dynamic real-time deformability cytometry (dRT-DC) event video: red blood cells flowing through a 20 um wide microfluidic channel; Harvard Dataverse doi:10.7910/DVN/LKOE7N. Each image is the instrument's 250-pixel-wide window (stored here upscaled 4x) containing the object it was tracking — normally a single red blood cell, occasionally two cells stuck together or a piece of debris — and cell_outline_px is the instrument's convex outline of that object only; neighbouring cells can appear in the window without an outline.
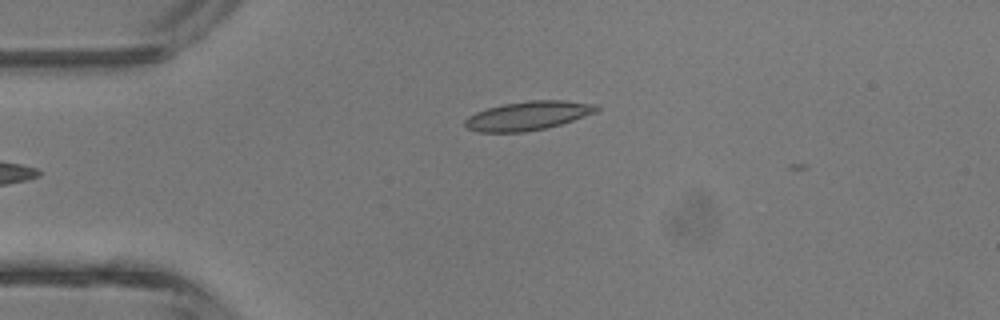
{"species": "common noctule bat (a hibernating species)", "species_latin": "Nyctalus noctula", "temperature_condition": "room temperature", "stored_images_in_passage": 5, "camera_frame_rate_fps": 3000, "um_per_image_px": 0.085, "animal": {"sex": "male", "body_mass_g": 13.3}, "frame": {"image": 1, "passage_image": 5, "time_ms": 4.667, "image_size_px": [1000, 320], "cell_outline_px": [[600, 108], [596, 112], [560, 124], [544, 128], [524, 132], [476, 132], [468, 128], [464, 124], [464, 120], [468, 116], [476, 112], [488, 108], [504, 104], [528, 100], [564, 100], [596, 104]], "centroid_in_image_um": [44.86, 9.83], "position_along_channel_um": 40.1, "area_um2": 22.02}}